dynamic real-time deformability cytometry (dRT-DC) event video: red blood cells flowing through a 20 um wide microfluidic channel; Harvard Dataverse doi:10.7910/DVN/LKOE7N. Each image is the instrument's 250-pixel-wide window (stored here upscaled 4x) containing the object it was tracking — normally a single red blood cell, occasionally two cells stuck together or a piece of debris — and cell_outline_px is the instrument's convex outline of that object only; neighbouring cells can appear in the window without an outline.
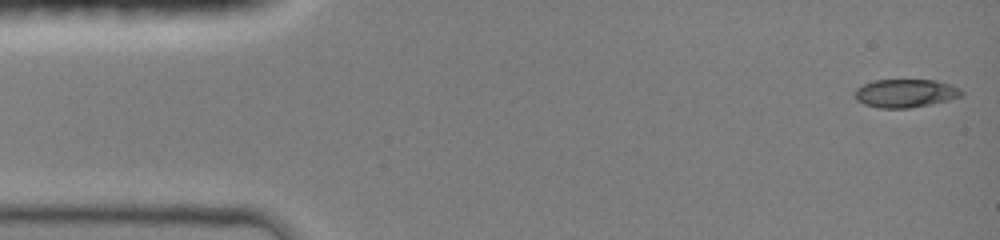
{"species": "common noctule bat (a hibernating species)", "species_latin": "Nyctalus noctula", "temperature_condition": "room temperature", "stored_images_in_passage": 15, "camera_frame_rate_fps": 3000, "um_per_image_px": 0.085, "animal": {"sex": "female", "body_mass_g": 19.0, "forearm_length_mm": 51.5}, "frame": {"image": 1, "passage_image": 1, "time_ms": 0.0, "image_size_px": [1000, 240], "cell_outline_px": [[964, 92], [960, 96], [948, 100], [908, 108], [880, 108], [864, 104], [856, 100], [856, 88], [872, 80], [932, 80], [948, 84], [960, 88]], "centroid_in_image_um": [76.94, 7.92], "position_along_channel_um": 8.1, "area_um2": 17.34}}
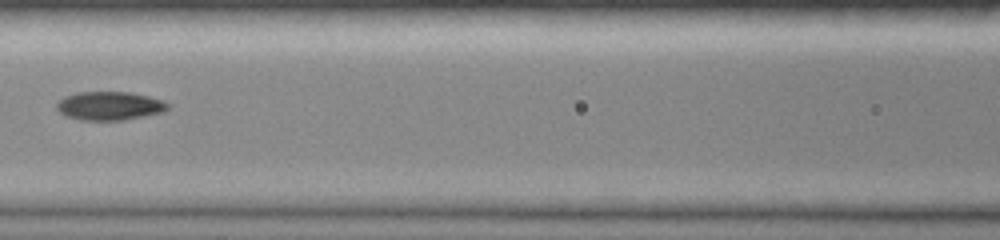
{"frame": {"image": 2, "passage_image": 9, "time_ms": 6.333, "image_size_px": [1000, 240], "cell_outline_px": [[168, 108], [164, 112], [124, 120], [80, 120], [68, 116], [60, 112], [56, 108], [56, 104], [64, 96], [76, 92], [132, 92], [164, 100], [168, 104]], "centroid_in_image_um": [9.32, 8.99], "position_along_channel_um": 157.3, "area_um2": 18.55}}
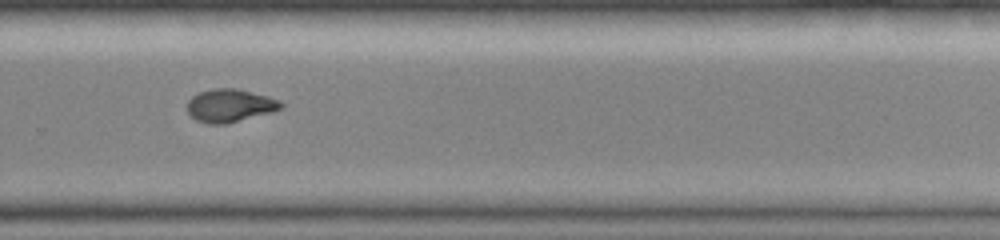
{"frame": {"image": 3, "passage_image": 13, "time_ms": 10.0, "image_size_px": [1000, 240], "cell_outline_px": [[284, 108], [272, 112], [228, 124], [208, 124], [196, 120], [188, 112], [188, 100], [192, 96], [200, 92], [212, 88], [236, 88], [268, 96], [280, 100], [284, 104]], "centroid_in_image_um": [19.58, 8.97], "position_along_channel_um": 310.2, "area_um2": 18.21}}